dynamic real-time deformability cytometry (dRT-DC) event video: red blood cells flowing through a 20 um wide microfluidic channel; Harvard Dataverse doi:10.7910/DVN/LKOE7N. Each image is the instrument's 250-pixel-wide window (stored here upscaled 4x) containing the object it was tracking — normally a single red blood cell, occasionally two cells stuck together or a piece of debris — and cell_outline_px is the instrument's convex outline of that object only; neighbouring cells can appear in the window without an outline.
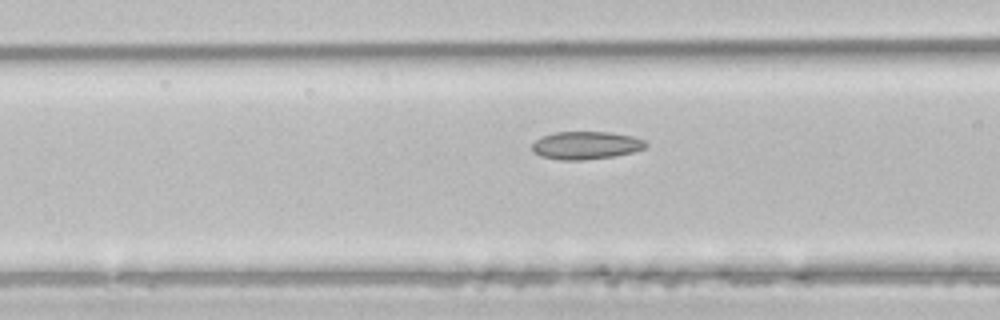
{"species": "common noctule bat (a hibernating species)", "species_latin": "Nyctalus noctula", "temperature_condition": "room temperature", "stored_images_in_passage": 18, "camera_frame_rate_fps": 3000, "um_per_image_px": 0.085, "animal": {"sex": "male", "body_mass_g": 21.5, "forearm_length_mm": 52.0}, "frame": {"image": 1, "passage_image": 16, "time_ms": 5.0, "image_size_px": [1000, 320], "cell_outline_px": [[648, 144], [644, 148], [632, 152], [612, 156], [584, 160], [560, 160], [540, 156], [532, 152], [532, 144], [540, 136], [556, 132], [612, 132], [632, 136], [644, 140]], "centroid_in_image_um": [49.77, 12.35], "position_along_channel_um": 116.8, "area_um2": 18.5}}